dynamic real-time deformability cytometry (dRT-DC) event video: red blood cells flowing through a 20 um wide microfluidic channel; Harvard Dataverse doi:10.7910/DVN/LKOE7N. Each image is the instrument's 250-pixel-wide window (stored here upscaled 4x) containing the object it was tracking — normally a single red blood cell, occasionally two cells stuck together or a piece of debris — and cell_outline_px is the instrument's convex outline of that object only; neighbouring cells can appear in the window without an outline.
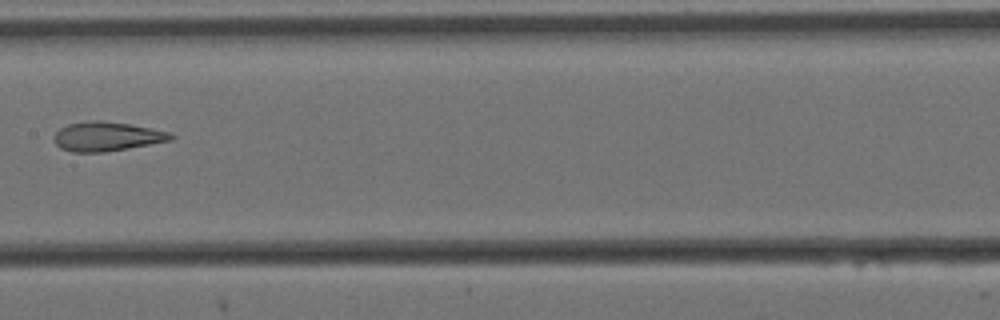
{"species": "Egyptian fruit bat (a non-hibernating species)", "species_latin": "Rousettus aegyptiacus", "temperature_condition": "cold", "stored_images_in_passage": 13, "camera_frame_rate_fps": 3000, "um_per_image_px": 0.085, "animal": {"sex": "female"}, "frame": {"image": 1, "passage_image": 6, "time_ms": 1.667, "image_size_px": [1000, 320], "cell_outline_px": [[176, 136], [172, 140], [128, 148], [104, 152], [72, 152], [60, 148], [52, 140], [52, 136], [60, 128], [68, 124], [88, 120], [100, 120], [128, 124], [152, 128], [168, 132]], "centroid_in_image_um": [9.04, 11.6], "position_along_channel_um": 198.4, "area_um2": 20.0}}
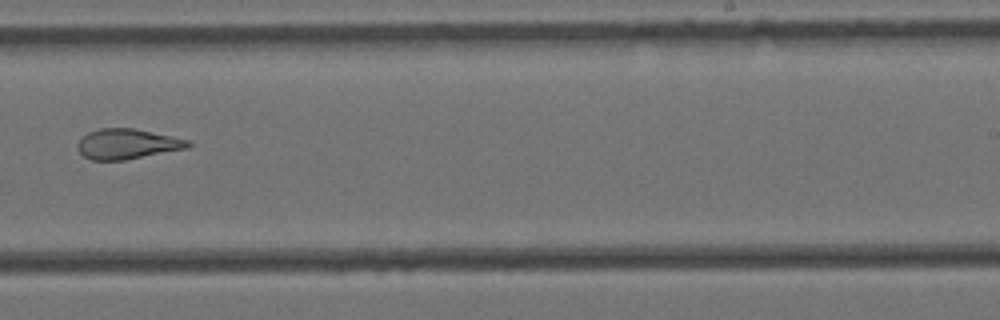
{"frame": {"image": 2, "passage_image": 8, "time_ms": 2.333, "image_size_px": [1000, 320], "cell_outline_px": [[192, 144], [188, 148], [124, 160], [92, 160], [84, 156], [76, 148], [76, 144], [88, 132], [100, 128], [132, 128], [188, 140]], "centroid_in_image_um": [10.78, 12.24], "position_along_channel_um": 278.2, "area_um2": 19.19}}